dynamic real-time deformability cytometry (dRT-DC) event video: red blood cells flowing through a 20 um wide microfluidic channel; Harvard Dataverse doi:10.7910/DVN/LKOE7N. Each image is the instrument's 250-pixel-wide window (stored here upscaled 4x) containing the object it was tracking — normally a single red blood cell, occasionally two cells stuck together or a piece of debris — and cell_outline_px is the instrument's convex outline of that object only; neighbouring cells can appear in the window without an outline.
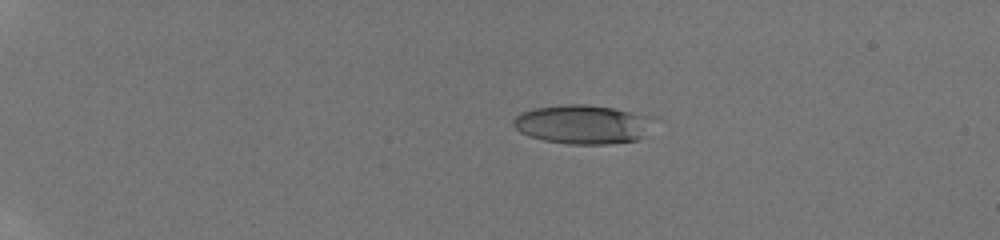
{"species": "human", "species_latin": "Homo sapiens", "temperature_condition": "room temperature", "stored_images_in_passage": 25, "camera_frame_rate_fps": 3000, "um_per_image_px": 0.085, "donor": {"sex": "male"}, "frame": {"image": 1, "passage_image": 13, "time_ms": 4.333, "image_size_px": [1000, 240], "cell_outline_px": [[664, 120], [644, 136], [636, 140], [608, 144], [568, 144], [544, 140], [528, 136], [520, 132], [512, 124], [512, 120], [520, 112], [532, 108], [560, 104], [584, 104], [612, 108], [656, 116]], "centroid_in_image_um": [49.65, 10.56], "position_along_channel_um": 35.3, "area_um2": 32.95}}
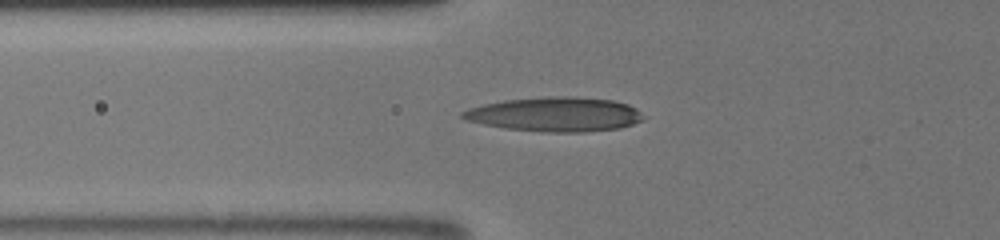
{"frame": {"image": 2, "passage_image": 22, "time_ms": 7.667, "image_size_px": [1000, 240], "cell_outline_px": [[644, 116], [640, 120], [632, 124], [620, 128], [584, 132], [544, 132], [504, 128], [484, 124], [468, 120], [460, 116], [460, 112], [468, 108], [484, 104], [504, 100], [548, 96], [572, 96], [612, 100], [628, 104], [636, 108]], "centroid_in_image_um": [47.17, 9.71], "position_along_channel_um": 78.6, "area_um2": 36.18}}
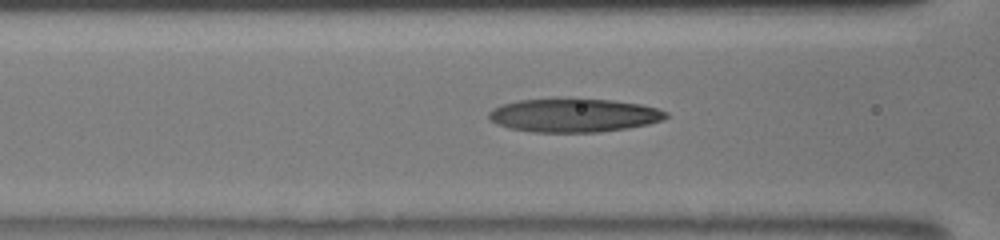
{"frame": {"image": 3, "passage_image": 25, "time_ms": 8.667, "image_size_px": [1000, 240], "cell_outline_px": [[668, 116], [664, 120], [648, 124], [628, 128], [600, 132], [532, 132], [508, 128], [496, 124], [488, 116], [488, 112], [492, 108], [504, 104], [520, 100], [552, 96], [612, 100], [640, 104], [656, 108], [668, 112]], "centroid_in_image_um": [48.75, 9.77], "position_along_channel_um": 117.8, "area_um2": 35.55}}